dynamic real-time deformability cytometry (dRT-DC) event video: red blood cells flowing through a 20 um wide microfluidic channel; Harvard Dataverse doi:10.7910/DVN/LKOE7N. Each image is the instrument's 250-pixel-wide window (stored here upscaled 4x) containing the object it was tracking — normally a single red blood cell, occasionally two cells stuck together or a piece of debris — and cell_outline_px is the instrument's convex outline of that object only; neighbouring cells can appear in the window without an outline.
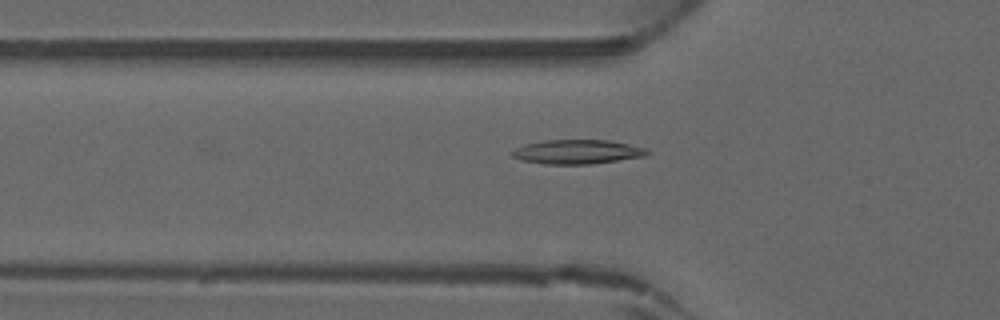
{"species": "common noctule bat (a hibernating species)", "species_latin": "Nyctalus noctula", "temperature_condition": "warm", "stored_images_in_passage": 43, "camera_frame_rate_fps": 3000, "um_per_image_px": 0.085, "animal": {"sex": "male", "forearm_length_mm": 52.5}, "frame": {"image": 1, "passage_image": 14, "time_ms": 4.333, "image_size_px": [1000, 320], "cell_outline_px": [[652, 152], [644, 156], [592, 164], [544, 164], [524, 160], [512, 156], [512, 152], [516, 148], [524, 144], [544, 140], [608, 140], [648, 148]], "centroid_in_image_um": [49.11, 12.9], "position_along_channel_um": 76.7, "area_um2": 19.02}}
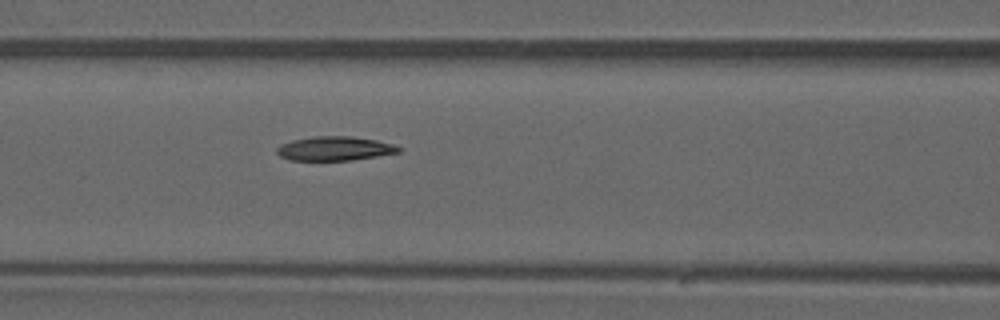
{"frame": {"image": 2, "passage_image": 18, "time_ms": 5.667, "image_size_px": [1000, 320], "cell_outline_px": [[400, 152], [352, 160], [288, 160], [280, 156], [276, 152], [276, 148], [280, 144], [292, 140], [312, 136], [352, 136], [376, 140], [392, 144], [400, 148]], "centroid_in_image_um": [28.39, 12.62], "position_along_channel_um": 138.2, "area_um2": 17.11}}
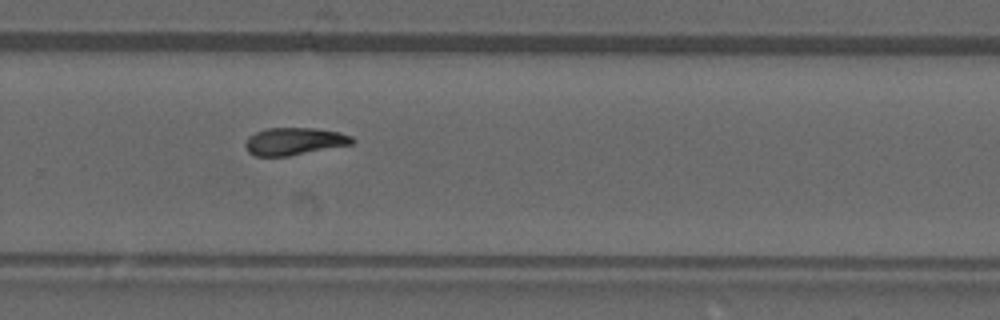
{"frame": {"image": 3, "passage_image": 29, "time_ms": 9.333, "image_size_px": [1000, 320], "cell_outline_px": [[356, 140], [352, 144], [288, 156], [256, 156], [248, 152], [244, 144], [248, 136], [256, 132], [268, 128], [316, 128], [340, 132], [352, 136]], "centroid_in_image_um": [25.02, 12.01], "position_along_channel_um": 304.8, "area_um2": 17.11}}